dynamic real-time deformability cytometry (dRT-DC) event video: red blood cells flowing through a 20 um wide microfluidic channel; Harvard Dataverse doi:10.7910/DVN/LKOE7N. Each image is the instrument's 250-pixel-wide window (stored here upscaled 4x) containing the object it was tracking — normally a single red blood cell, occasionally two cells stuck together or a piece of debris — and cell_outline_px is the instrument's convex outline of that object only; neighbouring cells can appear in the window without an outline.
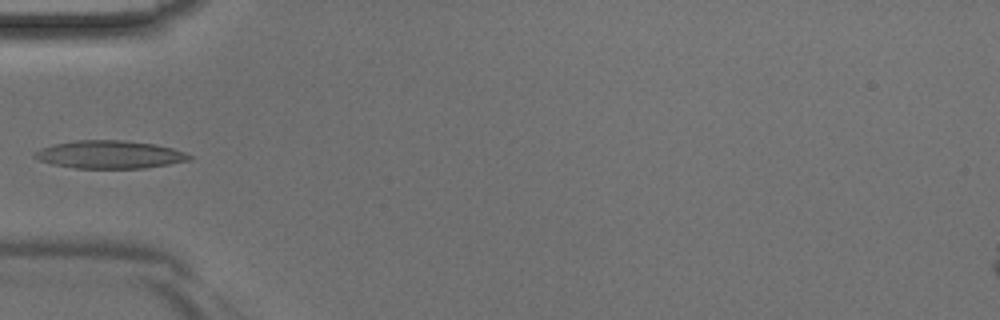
{"species": "Egyptian fruit bat (a non-hibernating species)", "species_latin": "Rousettus aegyptiacus", "temperature_condition": "room temperature", "stored_images_in_passage": 31, "camera_frame_rate_fps": 3000, "um_per_image_px": 0.085, "animal": {"sex": "male"}, "frame": {"image": 1, "passage_image": 1, "time_ms": 0.0, "image_size_px": [1000, 320], "cell_outline_px": [[192, 156], [188, 160], [168, 164], [144, 168], [76, 168], [52, 164], [40, 160], [32, 156], [32, 152], [40, 148], [56, 144], [76, 140], [124, 140], [156, 144], [172, 148], [184, 152]], "centroid_in_image_um": [9.29, 13.13], "position_along_channel_um": 75.7, "area_um2": 25.03}}
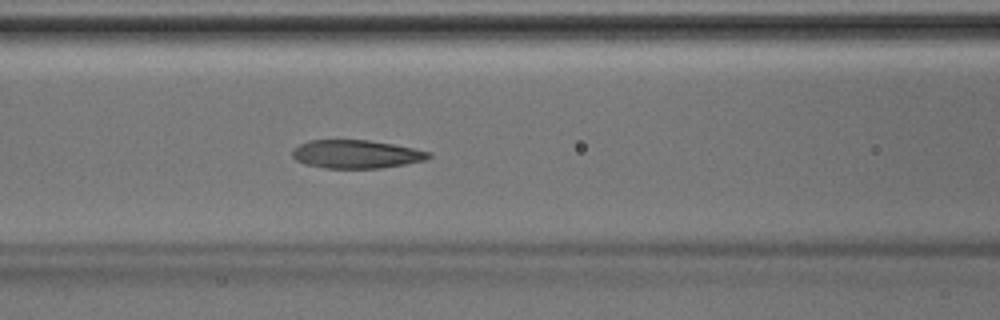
{"frame": {"image": 2, "passage_image": 5, "time_ms": 1.333, "image_size_px": [1000, 320], "cell_outline_px": [[432, 156], [424, 160], [404, 164], [380, 168], [324, 168], [304, 164], [296, 160], [292, 156], [292, 148], [308, 140], [368, 140], [392, 144], [432, 152]], "centroid_in_image_um": [30.24, 13.1], "position_along_channel_um": 136.4, "area_um2": 22.48}}